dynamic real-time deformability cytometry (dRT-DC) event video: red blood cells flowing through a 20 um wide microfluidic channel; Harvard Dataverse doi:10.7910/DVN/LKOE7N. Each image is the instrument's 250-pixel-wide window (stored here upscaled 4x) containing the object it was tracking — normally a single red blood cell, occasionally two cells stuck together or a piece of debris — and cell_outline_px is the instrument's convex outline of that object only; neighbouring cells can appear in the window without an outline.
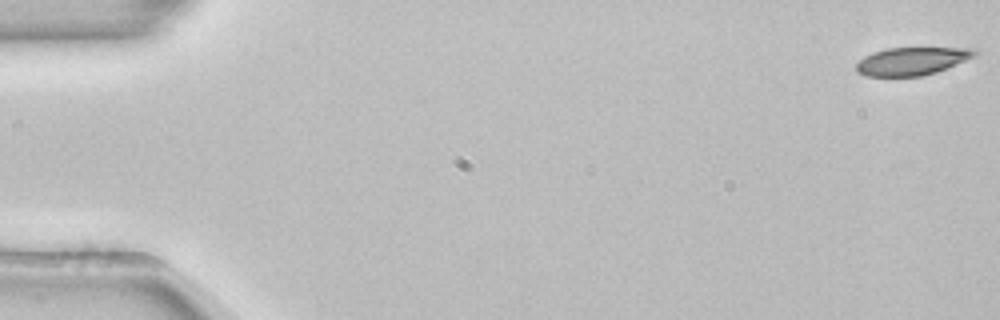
{"species": "common noctule bat (a hibernating species)", "species_latin": "Nyctalus noctula", "temperature_condition": "room temperature", "stored_images_in_passage": 9, "camera_frame_rate_fps": 3000, "um_per_image_px": 0.085, "animal": {"sex": "female", "body_mass_g": 22.7, "forearm_length_mm": 54.2}, "frame": {"image": 1, "passage_image": 1, "time_ms": 0.0, "image_size_px": [1000, 320], "cell_outline_px": [[976, 56], [936, 72], [920, 76], [864, 76], [856, 72], [856, 64], [864, 56], [872, 52], [888, 48], [968, 48], [976, 52]], "centroid_in_image_um": [77.45, 5.2], "position_along_channel_um": 7.6, "area_um2": 19.07}}